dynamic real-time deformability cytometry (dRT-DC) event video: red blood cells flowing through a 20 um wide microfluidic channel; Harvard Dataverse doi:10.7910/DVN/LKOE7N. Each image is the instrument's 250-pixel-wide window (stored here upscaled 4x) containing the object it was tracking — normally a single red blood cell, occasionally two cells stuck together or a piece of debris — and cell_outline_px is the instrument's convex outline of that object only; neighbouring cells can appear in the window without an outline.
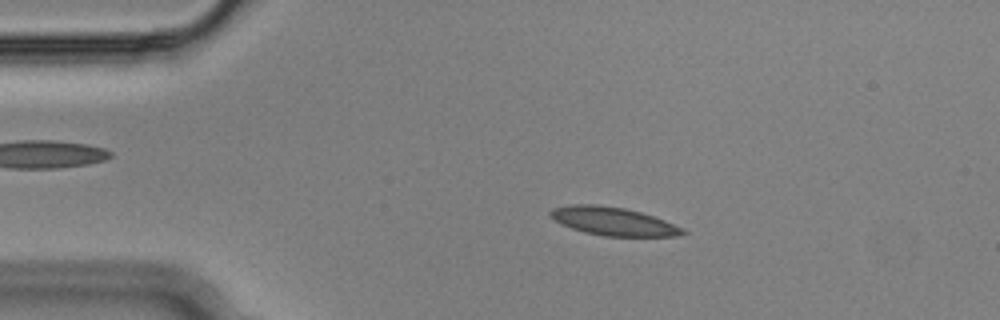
{"species": "Egyptian fruit bat (a non-hibernating species)", "species_latin": "Rousettus aegyptiacus", "temperature_condition": "cold", "stored_images_in_passage": 54, "camera_frame_rate_fps": 3000, "um_per_image_px": 0.085, "animal": {"sex": "male"}, "frame": {"image": 1, "passage_image": 10, "time_ms": 3.0, "image_size_px": [1000, 320], "cell_outline_px": [[688, 232], [676, 236], [604, 236], [584, 232], [572, 228], [548, 216], [548, 212], [552, 208], [572, 204], [596, 204], [624, 208], [640, 212], [664, 220], [684, 228]], "centroid_in_image_um": [52.11, 18.8], "position_along_channel_um": 32.9, "area_um2": 21.68}}
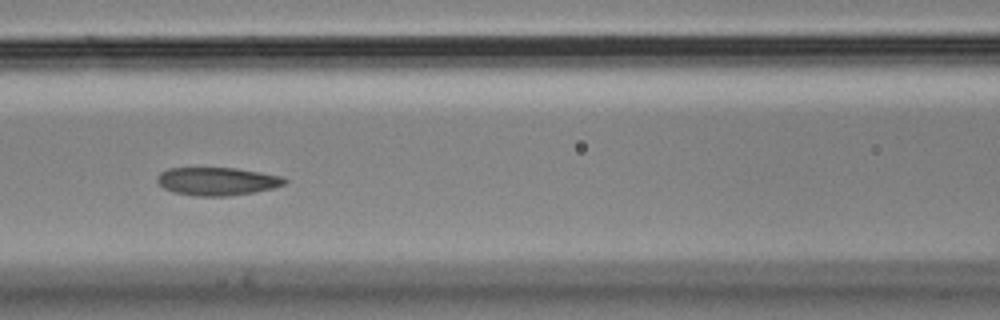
{"frame": {"image": 2, "passage_image": 23, "time_ms": 7.333, "image_size_px": [1000, 320], "cell_outline_px": [[288, 180], [284, 184], [276, 188], [256, 192], [228, 196], [196, 196], [172, 192], [164, 188], [156, 180], [156, 176], [160, 172], [168, 168], [236, 168], [284, 176]], "centroid_in_image_um": [18.48, 15.41], "position_along_channel_um": 148.1, "area_um2": 21.1}}
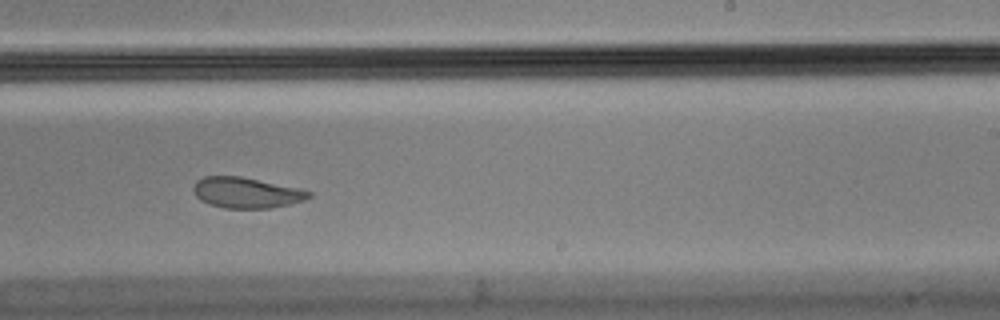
{"frame": {"image": 3, "passage_image": 33, "time_ms": 10.667, "image_size_px": [1000, 320], "cell_outline_px": [[312, 196], [304, 200], [288, 204], [268, 208], [224, 208], [208, 204], [200, 200], [196, 196], [192, 188], [196, 180], [204, 176], [240, 176], [296, 188], [312, 192]], "centroid_in_image_um": [20.88, 16.38], "position_along_channel_um": 268.1, "area_um2": 20.46}, "authors_computed_cell_mechanics": {"area_um2": 21.675, "velocity_mm_per_s": 3.6069, "shape_relaxation_time_tau1_ms": null, "shape_relaxation_time_tau2_ms": 2.8537, "deformation_change_tau1": null, "deformation_change_tau2": 0.0757}}